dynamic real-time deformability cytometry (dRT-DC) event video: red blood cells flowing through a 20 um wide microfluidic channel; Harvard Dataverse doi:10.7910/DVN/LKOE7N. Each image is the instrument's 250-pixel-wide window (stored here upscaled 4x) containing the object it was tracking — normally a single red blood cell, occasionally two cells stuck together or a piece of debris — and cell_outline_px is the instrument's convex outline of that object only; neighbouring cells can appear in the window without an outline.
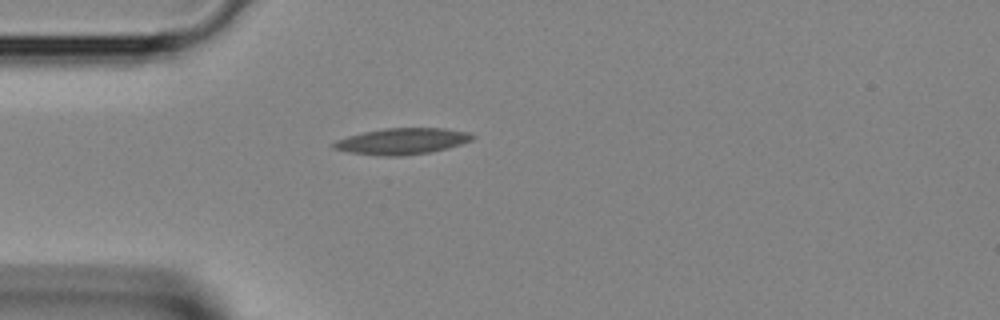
{"species": "Egyptian fruit bat (a non-hibernating species)", "species_latin": "Rousettus aegyptiacus", "temperature_condition": "room temperature", "stored_images_in_passage": 2, "segment_of_instrument_passage": [1, 2], "camera_frame_rate_fps": 3000, "um_per_image_px": 0.085, "animal": {"sex": "female"}, "frame": {"image": 1, "passage_image": 1, "time_ms": 0.0, "image_size_px": [1000, 320], "cell_outline_px": [[476, 136], [472, 140], [448, 148], [432, 152], [404, 156], [376, 156], [348, 152], [332, 148], [328, 144], [336, 140], [348, 136], [364, 132], [384, 128], [444, 128], [468, 132]], "centroid_in_image_um": [34.14, 12.01], "position_along_channel_um": 50.9, "area_um2": 21.5}}